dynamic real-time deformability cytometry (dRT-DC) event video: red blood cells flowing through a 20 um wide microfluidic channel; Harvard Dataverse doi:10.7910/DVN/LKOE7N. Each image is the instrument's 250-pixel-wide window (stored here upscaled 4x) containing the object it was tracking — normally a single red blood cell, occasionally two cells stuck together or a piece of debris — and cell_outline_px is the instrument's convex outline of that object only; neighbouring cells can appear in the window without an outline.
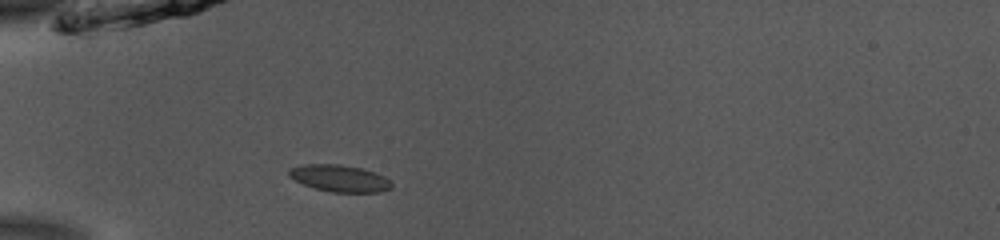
{"species": "common noctule bat (a hibernating species)", "species_latin": "Nyctalus noctula", "temperature_condition": "room temperature", "stored_images_in_passage": 36, "camera_frame_rate_fps": 3000, "um_per_image_px": 0.085, "animal": {"sex": "male", "body_mass_g": 13.0, "forearm_length_mm": 53.1}, "frame": {"image": 1, "passage_image": 1, "time_ms": 0.0, "image_size_px": [1000, 240], "cell_outline_px": [[392, 188], [380, 192], [332, 192], [316, 188], [304, 184], [288, 176], [288, 168], [300, 164], [336, 164], [364, 168], [376, 172], [384, 176], [392, 184]], "centroid_in_image_um": [28.86, 15.14], "position_along_channel_um": 56.1, "area_um2": 16.13}}
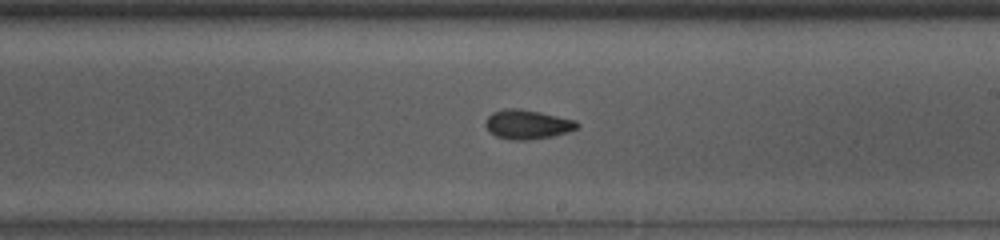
{"frame": {"image": 2, "passage_image": 16, "time_ms": 5.0, "image_size_px": [1000, 240], "cell_outline_px": [[580, 128], [568, 132], [552, 136], [528, 140], [512, 140], [496, 136], [484, 124], [488, 116], [492, 112], [504, 108], [520, 108], [540, 112], [576, 120], [580, 124]], "centroid_in_image_um": [44.86, 10.56], "position_along_channel_um": 244.1, "area_um2": 15.72}}
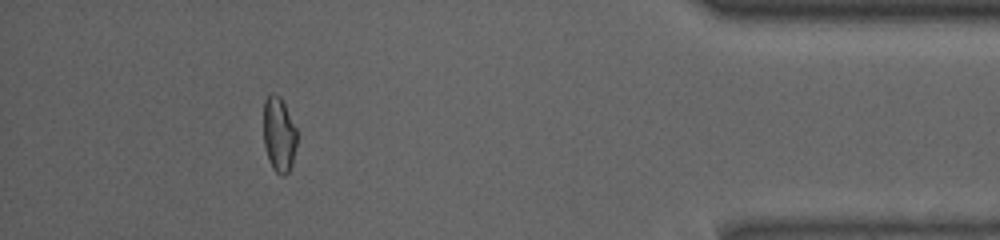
{"frame": {"image": 3, "passage_image": 32, "time_ms": 10.333, "image_size_px": [1000, 240], "cell_outline_px": [[296, 144], [292, 164], [288, 172], [284, 176], [280, 176], [272, 168], [268, 160], [264, 144], [264, 100], [272, 92], [280, 96], [296, 128]], "centroid_in_image_um": [23.7, 11.45], "position_along_channel_um": 411.5, "area_um2": 14.57}, "authors_computed_cell_mechanics": {"area_um2": 15.028, "velocity_mm_per_s": 3.9233, "shape_relaxation_time_tau1_ms": null, "shape_relaxation_time_tau2_ms": 3.3415, "deformation_change_tau1": null, "deformation_change_tau2": 0.075}}